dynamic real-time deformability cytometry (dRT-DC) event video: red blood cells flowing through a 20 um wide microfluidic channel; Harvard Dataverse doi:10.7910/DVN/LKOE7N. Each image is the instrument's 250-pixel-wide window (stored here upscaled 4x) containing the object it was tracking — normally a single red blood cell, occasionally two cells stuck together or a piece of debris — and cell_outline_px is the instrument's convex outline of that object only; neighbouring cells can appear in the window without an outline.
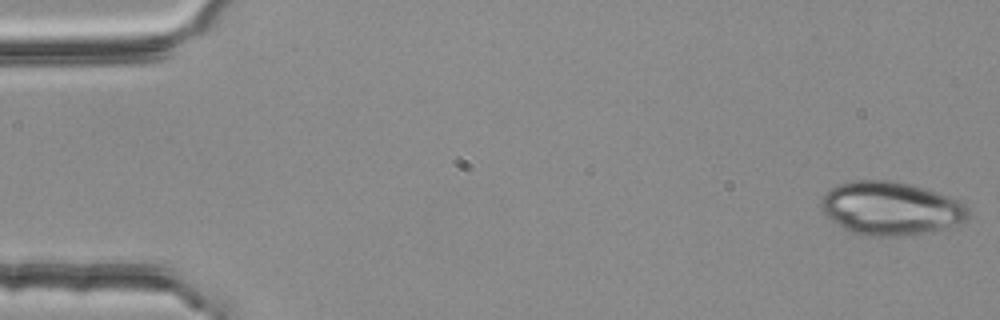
{"species": "common noctule bat (a hibernating species)", "species_latin": "Nyctalus noctula", "temperature_condition": "room temperature", "stored_images_in_passage": 3, "camera_frame_rate_fps": 3000, "um_per_image_px": 0.085, "animal": {"sex": "female", "body_mass_g": 25.1}, "frame": {"image": 1, "passage_image": 1, "time_ms": 0.0, "image_size_px": [1000, 320], "cell_outline_px": [[968, 216], [964, 220], [956, 224], [924, 232], [888, 236], [868, 236], [852, 232], [844, 228], [832, 220], [820, 208], [820, 200], [824, 192], [840, 184], [852, 180], [892, 180], [924, 188], [960, 200], [968, 208]], "centroid_in_image_um": [75.66, 17.68], "position_along_channel_um": 9.3, "area_um2": 45.14}}